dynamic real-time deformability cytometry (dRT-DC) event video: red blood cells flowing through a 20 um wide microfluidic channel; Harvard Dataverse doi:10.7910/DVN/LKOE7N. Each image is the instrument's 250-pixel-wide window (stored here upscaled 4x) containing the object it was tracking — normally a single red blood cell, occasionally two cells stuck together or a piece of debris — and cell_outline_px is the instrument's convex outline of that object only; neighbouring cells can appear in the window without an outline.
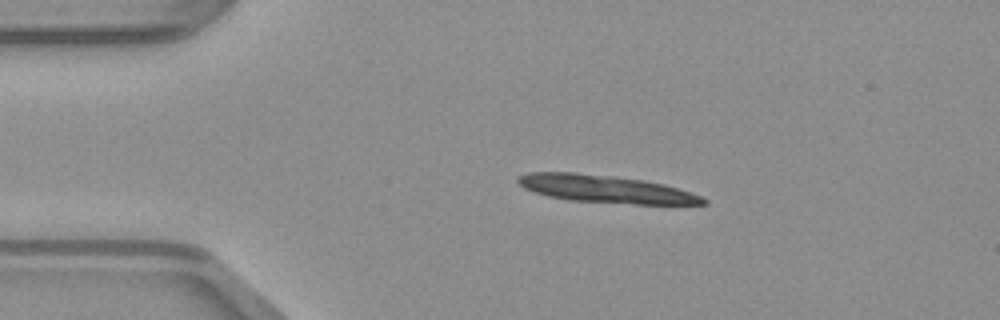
{"species": "common noctule bat (a hibernating species)", "species_latin": "Nyctalus noctula", "temperature_condition": "warm", "stored_images_in_passage": 13, "camera_frame_rate_fps": 3000, "um_per_image_px": 0.085, "animal": {"sex": "male", "body_mass_g": 23.1, "forearm_length_mm": 52.7}, "frame": {"image": 1, "passage_image": 1, "time_ms": 0.0, "image_size_px": [1000, 320], "cell_outline_px": [[708, 204], [636, 204], [568, 200], [548, 196], [532, 192], [524, 188], [516, 180], [516, 176], [528, 172], [576, 172], [612, 176], [644, 180], [664, 184], [692, 192], [708, 200]], "centroid_in_image_um": [51.45, 16.06], "position_along_channel_um": 33.5, "area_um2": 29.88}}
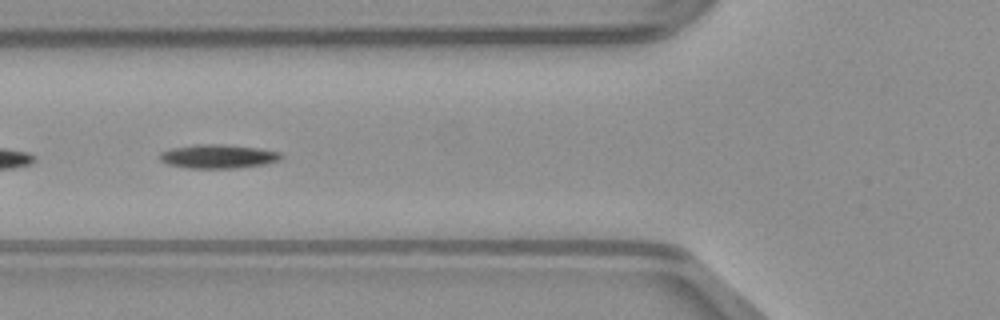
{"frame": {"image": 2, "passage_image": 10, "time_ms": 3.0, "image_size_px": [1000, 320], "cell_outline_px": [[284, 156], [280, 160], [264, 164], [236, 168], [188, 168], [168, 164], [160, 160], [160, 152], [172, 148], [196, 144], [224, 144], [260, 148], [280, 152]], "centroid_in_image_um": [18.56, 13.28], "position_along_channel_um": 107.2, "area_um2": 16.94}}